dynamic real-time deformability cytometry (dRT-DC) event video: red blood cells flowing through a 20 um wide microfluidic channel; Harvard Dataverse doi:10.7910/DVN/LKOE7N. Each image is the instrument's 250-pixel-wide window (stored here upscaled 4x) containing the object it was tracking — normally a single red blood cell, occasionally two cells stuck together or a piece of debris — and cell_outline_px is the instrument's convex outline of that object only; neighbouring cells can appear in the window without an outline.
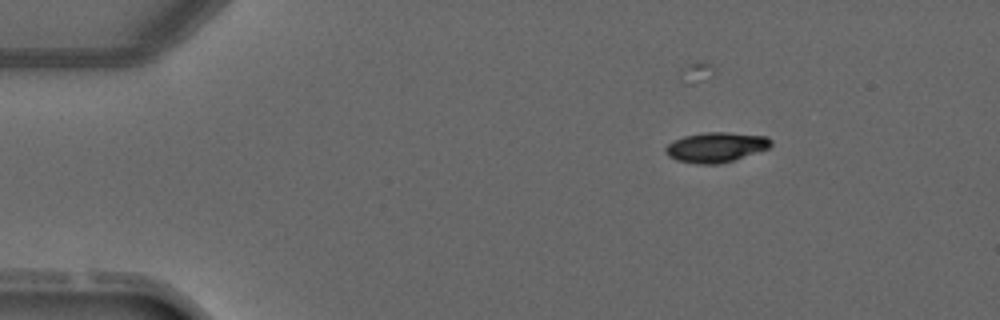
{"species": "common noctule bat (a hibernating species)", "species_latin": "Nyctalus noctula", "temperature_condition": "warm", "stored_images_in_passage": 7, "camera_frame_rate_fps": 3000, "um_per_image_px": 0.085, "animal": {"sex": "male", "forearm_length_mm": 52.5}, "frame": {"image": 1, "passage_image": 1, "time_ms": 0.0, "image_size_px": [1000, 320], "cell_outline_px": [[772, 144], [768, 148], [732, 160], [716, 164], [696, 164], [676, 160], [668, 156], [664, 148], [668, 144], [684, 136], [704, 132], [728, 132], [768, 136], [772, 140]], "centroid_in_image_um": [60.85, 12.5], "position_along_channel_um": 24.1, "area_um2": 18.26}}
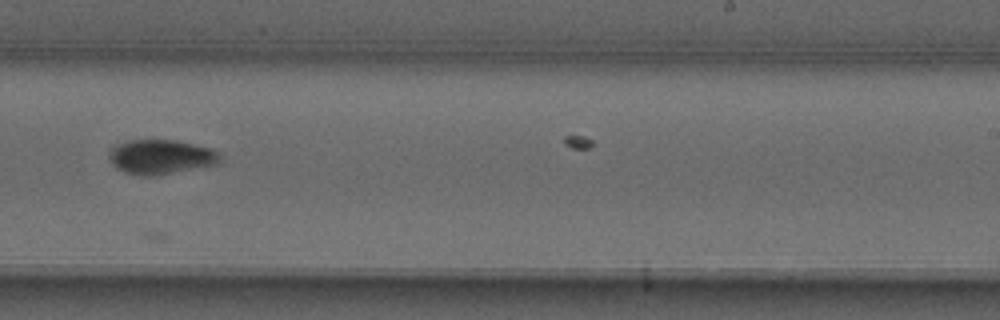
{"frame": {"image": 2, "passage_image": 7, "time_ms": 7.0, "image_size_px": [1000, 320], "cell_outline_px": [[220, 164], [156, 176], [140, 176], [124, 172], [116, 168], [112, 164], [108, 156], [112, 148], [116, 144], [128, 140], [176, 140], [212, 148], [220, 156]], "centroid_in_image_um": [13.67, 13.35], "position_along_channel_um": 275.3, "area_um2": 22.6}}